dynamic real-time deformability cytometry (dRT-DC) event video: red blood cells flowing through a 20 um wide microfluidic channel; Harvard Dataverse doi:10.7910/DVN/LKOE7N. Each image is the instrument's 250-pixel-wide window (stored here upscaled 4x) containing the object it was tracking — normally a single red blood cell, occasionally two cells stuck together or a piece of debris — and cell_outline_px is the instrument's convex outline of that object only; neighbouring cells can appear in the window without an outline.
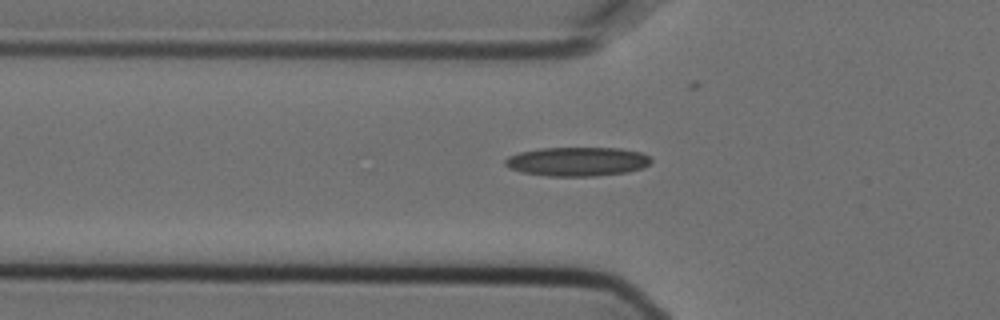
{"species": "Egyptian fruit bat (a non-hibernating species)", "species_latin": "Rousettus aegyptiacus", "temperature_condition": "cold", "stored_images_in_passage": 42, "camera_frame_rate_fps": 3000, "um_per_image_px": 0.085, "animal": {"sex": "female"}, "frame": {"image": 1, "passage_image": 7, "time_ms": 2.0, "image_size_px": [1000, 320], "cell_outline_px": [[652, 160], [644, 168], [628, 172], [596, 176], [548, 176], [520, 172], [508, 168], [504, 164], [504, 160], [508, 156], [520, 152], [540, 148], [620, 148], [640, 152], [648, 156]], "centroid_in_image_um": [49.05, 13.73], "position_along_channel_um": 76.8, "area_um2": 24.85}}
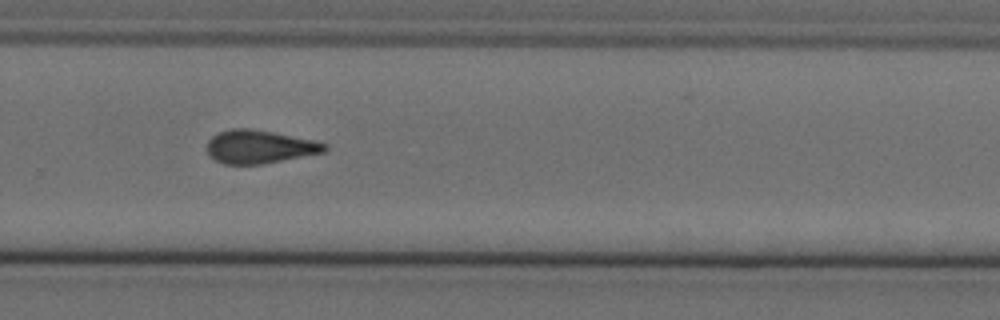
{"frame": {"image": 2, "passage_image": 26, "time_ms": 8.333, "image_size_px": [1000, 320], "cell_outline_px": [[328, 148], [324, 152], [260, 164], [224, 164], [208, 156], [208, 140], [212, 136], [220, 132], [232, 128], [252, 128], [316, 140], [328, 144]], "centroid_in_image_um": [22.06, 12.46], "position_along_channel_um": 307.7, "area_um2": 22.77}}
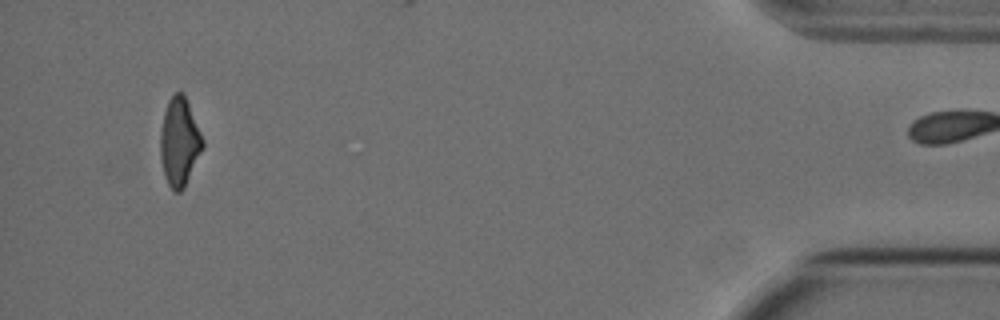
{"frame": {"image": 3, "passage_image": 41, "time_ms": 13.333, "image_size_px": [1000, 320], "cell_outline_px": [[204, 148], [184, 188], [180, 192], [172, 192], [164, 176], [160, 156], [160, 132], [164, 112], [168, 100], [176, 92], [180, 92], [184, 96], [188, 104], [204, 140]], "centroid_in_image_um": [15.25, 12.12], "position_along_channel_um": 420.0, "area_um2": 21.79}}